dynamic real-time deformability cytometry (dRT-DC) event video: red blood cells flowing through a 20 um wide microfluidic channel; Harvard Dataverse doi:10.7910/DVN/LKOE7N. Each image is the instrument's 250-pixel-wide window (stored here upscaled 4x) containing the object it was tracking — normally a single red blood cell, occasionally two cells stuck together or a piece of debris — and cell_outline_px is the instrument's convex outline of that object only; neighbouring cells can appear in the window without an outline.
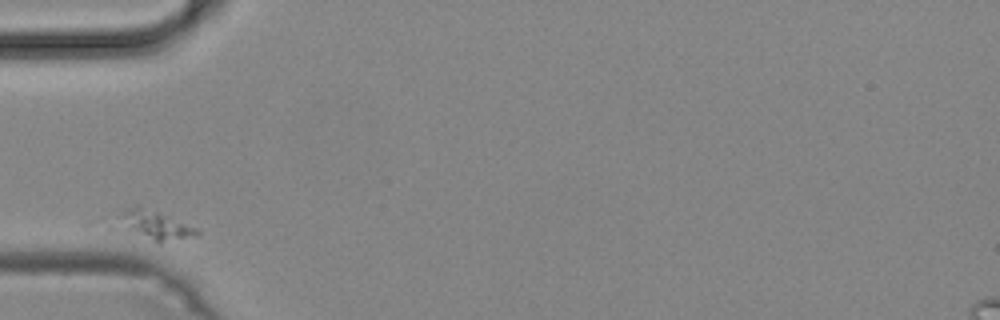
{"species": "common noctule bat (a hibernating species)", "species_latin": "Nyctalus noctula", "temperature_condition": "cold", "stored_images_in_passage": 28, "camera_frame_rate_fps": 3000, "um_per_image_px": 0.085, "animal": {"sex": "male", "body_mass_g": 19.2, "forearm_length_mm": 51.8}, "frame": {"image": 1, "passage_image": 1, "time_ms": 0.0, "image_size_px": [1000, 320], "cell_outline_px": [[200, 236], [160, 244], [108, 228], [124, 212], [136, 204], [140, 204], [200, 228]], "centroid_in_image_um": [13.06, 19.18], "position_along_channel_um": 71.9, "area_um2": 15.03}}
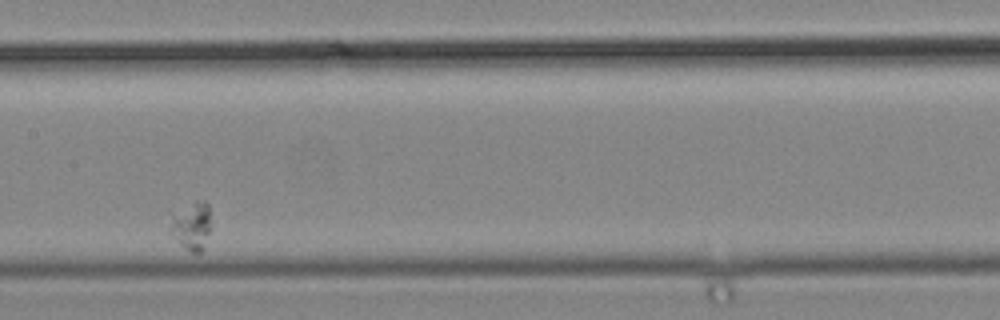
{"frame": {"image": 2, "passage_image": 12, "time_ms": 3.667, "image_size_px": [1000, 320], "cell_outline_px": [[212, 228], [200, 252], [192, 252], [180, 244], [172, 236], [168, 228], [172, 216], [196, 200], [204, 200], [208, 204]], "centroid_in_image_um": [16.31, 19.19], "position_along_channel_um": 191.1, "area_um2": 11.33}}
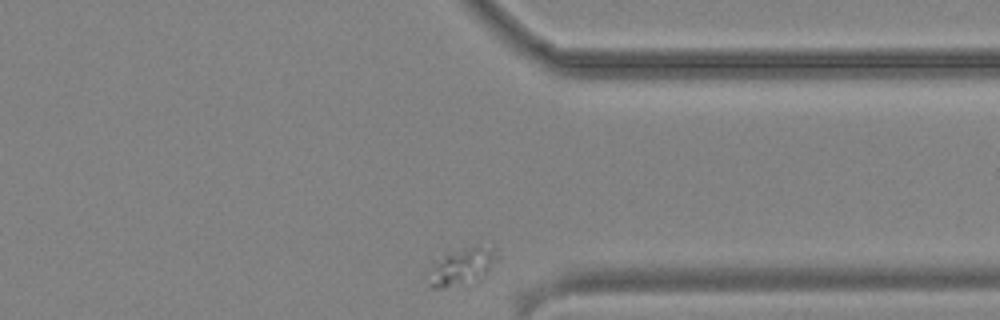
{"frame": {"image": 3, "passage_image": 28, "time_ms": 9.0, "image_size_px": [1000, 320], "cell_outline_px": [[500, 256], [480, 284], [440, 288], [432, 288], [428, 284], [432, 264], [444, 256], [476, 244], [496, 244]], "centroid_in_image_um": [39.44, 22.67], "position_along_channel_um": 372.0, "area_um2": 15.84}}